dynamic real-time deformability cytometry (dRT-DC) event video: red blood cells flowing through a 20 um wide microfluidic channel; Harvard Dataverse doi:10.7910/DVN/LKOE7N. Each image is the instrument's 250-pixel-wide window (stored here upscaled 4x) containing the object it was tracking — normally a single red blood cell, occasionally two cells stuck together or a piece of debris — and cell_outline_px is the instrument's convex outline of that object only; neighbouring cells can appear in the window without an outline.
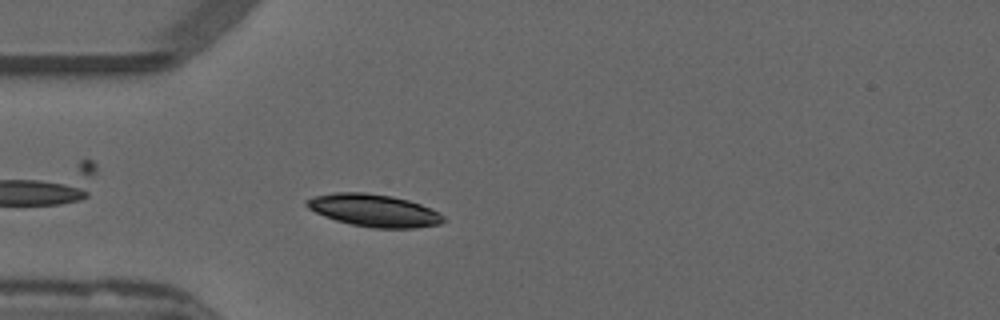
{"species": "common noctule bat (a hibernating species)", "species_latin": "Nyctalus noctula", "temperature_condition": "warm", "stored_images_in_passage": 33, "camera_frame_rate_fps": 3000, "um_per_image_px": 0.085, "animal": {"sex": "male", "forearm_length_mm": 52.5}, "frame": {"image": 1, "passage_image": 4, "time_ms": 1.0, "image_size_px": [1000, 320], "cell_outline_px": [[448, 220], [440, 224], [416, 228], [372, 228], [352, 224], [336, 220], [324, 216], [308, 208], [304, 204], [304, 200], [316, 196], [336, 192], [364, 192], [392, 196], [408, 200], [420, 204], [440, 212]], "centroid_in_image_um": [31.82, 17.89], "position_along_channel_um": 53.2, "area_um2": 25.95}}
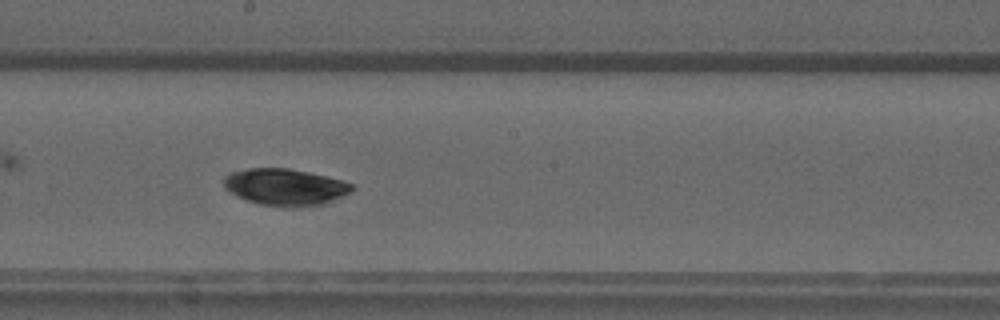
{"frame": {"image": 2, "passage_image": 18, "time_ms": 5.667, "image_size_px": [1000, 320], "cell_outline_px": [[352, 192], [324, 204], [300, 208], [292, 208], [260, 204], [236, 196], [224, 188], [224, 176], [228, 172], [248, 168], [288, 168], [308, 172], [340, 180], [352, 184]], "centroid_in_image_um": [24.21, 15.91], "position_along_channel_um": 224.0, "area_um2": 27.57}}
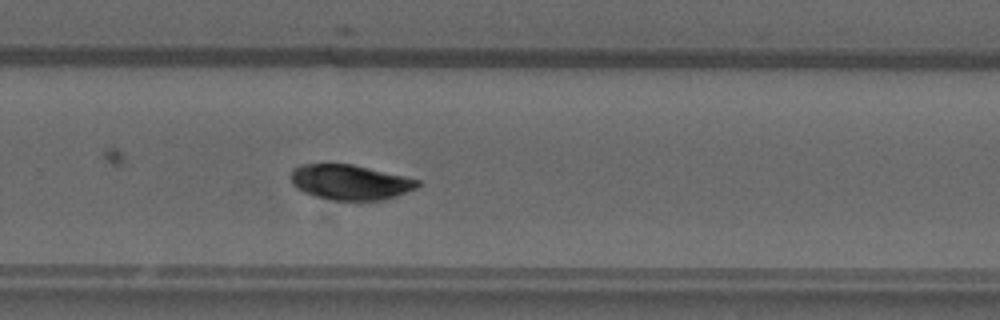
{"frame": {"image": 3, "passage_image": 24, "time_ms": 7.667, "image_size_px": [1000, 320], "cell_outline_px": [[420, 184], [416, 188], [396, 196], [384, 200], [328, 200], [304, 192], [296, 188], [292, 184], [288, 176], [292, 168], [300, 164], [352, 164], [404, 176], [420, 180]], "centroid_in_image_um": [29.7, 15.48], "position_along_channel_um": 300.1, "area_um2": 26.13}, "authors_computed_cell_mechanics": {"area_um2": 26.4146, "velocity_mm_per_s": 3.8159, "shape_relaxation_time_tau1_ms": 2.2247, "shape_relaxation_time_tau2_ms": null, "deformation_change_tau1": 0.088, "deformation_change_tau2": null}}